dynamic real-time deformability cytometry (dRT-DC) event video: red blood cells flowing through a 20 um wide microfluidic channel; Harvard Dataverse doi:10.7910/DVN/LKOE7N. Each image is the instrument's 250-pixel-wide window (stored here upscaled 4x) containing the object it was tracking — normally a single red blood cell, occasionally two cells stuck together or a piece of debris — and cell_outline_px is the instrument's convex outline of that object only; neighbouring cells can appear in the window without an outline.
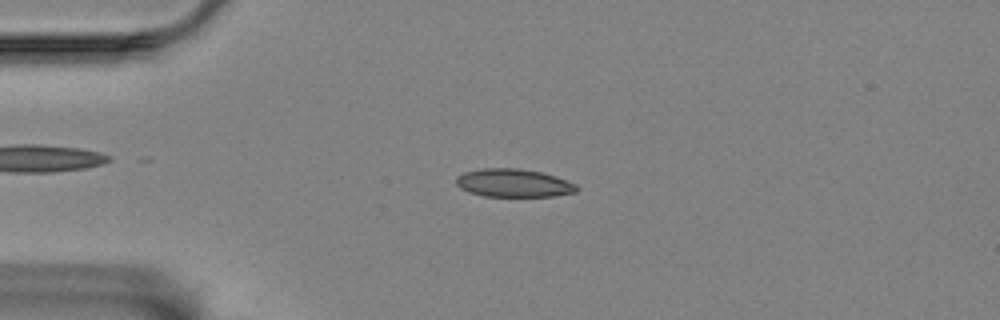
{"species": "Egyptian fruit bat (a non-hibernating species)", "species_latin": "Rousettus aegyptiacus", "temperature_condition": "room temperature", "stored_images_in_passage": 57, "camera_frame_rate_fps": 3000, "um_per_image_px": 0.085, "animal": {"sex": "female"}, "frame": {"image": 1, "passage_image": 13, "time_ms": 4.0, "image_size_px": [1000, 320], "cell_outline_px": [[580, 188], [576, 192], [552, 196], [484, 196], [468, 192], [460, 188], [456, 184], [456, 176], [464, 172], [484, 168], [520, 168], [540, 172], [576, 184]], "centroid_in_image_um": [43.61, 15.56], "position_along_channel_um": 41.4, "area_um2": 19.65}}
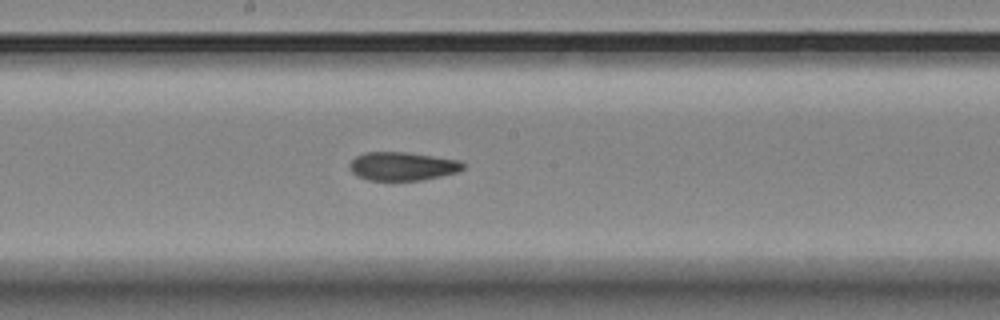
{"frame": {"image": 2, "passage_image": 30, "time_ms": 9.667, "image_size_px": [1000, 320], "cell_outline_px": [[464, 168], [456, 172], [424, 180], [368, 180], [356, 176], [348, 168], [348, 164], [356, 156], [364, 152], [408, 152], [460, 160], [464, 164]], "centroid_in_image_um": [34.17, 14.12], "position_along_channel_um": 214.0, "area_um2": 18.96}}
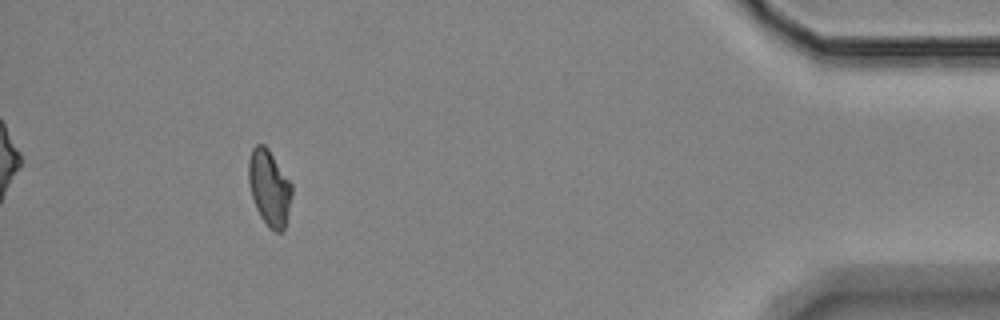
{"frame": {"image": 3, "passage_image": 52, "time_ms": 17.0, "image_size_px": [1000, 320], "cell_outline_px": [[292, 196], [284, 228], [280, 232], [276, 232], [268, 228], [260, 216], [256, 208], [252, 196], [248, 180], [248, 160], [252, 148], [256, 144], [264, 144], [268, 148], [292, 184]], "centroid_in_image_um": [22.88, 15.95], "position_along_channel_um": 412.3, "area_um2": 19.13}, "authors_computed_cell_mechanics": {"area_um2": 19.363, "velocity_mm_per_s": 3.4836, "shape_relaxation_time_tau1_ms": null, "shape_relaxation_time_tau2_ms": 2.8082, "deformation_change_tau1": null, "deformation_change_tau2": 0.0976}}